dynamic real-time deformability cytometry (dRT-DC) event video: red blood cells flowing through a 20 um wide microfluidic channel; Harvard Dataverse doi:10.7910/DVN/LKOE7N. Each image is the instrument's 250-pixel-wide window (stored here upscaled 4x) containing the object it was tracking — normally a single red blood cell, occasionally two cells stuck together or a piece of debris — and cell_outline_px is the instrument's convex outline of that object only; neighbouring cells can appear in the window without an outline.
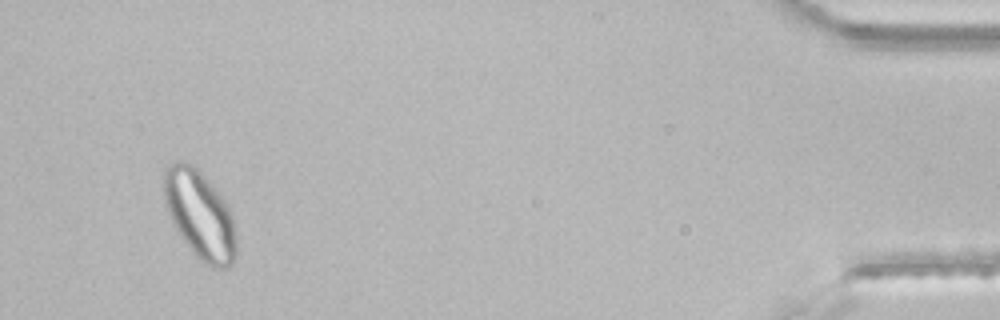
{"species": "common noctule bat (a hibernating species)", "species_latin": "Nyctalus noctula", "temperature_condition": "room temperature", "stored_images_in_passage": 44, "segment_of_instrument_passage": [2, 2], "camera_frame_rate_fps": 3000, "um_per_image_px": 0.085, "animal": {"sex": "male", "body_mass_g": 21.5, "forearm_length_mm": 52.0}, "frame": {"image": 1, "passage_image": 42, "time_ms": 13.667, "image_size_px": [1000, 320], "cell_outline_px": [[236, 256], [232, 264], [228, 268], [212, 268], [204, 264], [192, 252], [176, 232], [168, 212], [164, 200], [164, 172], [168, 164], [176, 160], [184, 160], [196, 168], [204, 176], [224, 200], [232, 216], [236, 236]], "centroid_in_image_um": [16.97, 18.29], "position_along_channel_um": 418.2, "area_um2": 37.34}}